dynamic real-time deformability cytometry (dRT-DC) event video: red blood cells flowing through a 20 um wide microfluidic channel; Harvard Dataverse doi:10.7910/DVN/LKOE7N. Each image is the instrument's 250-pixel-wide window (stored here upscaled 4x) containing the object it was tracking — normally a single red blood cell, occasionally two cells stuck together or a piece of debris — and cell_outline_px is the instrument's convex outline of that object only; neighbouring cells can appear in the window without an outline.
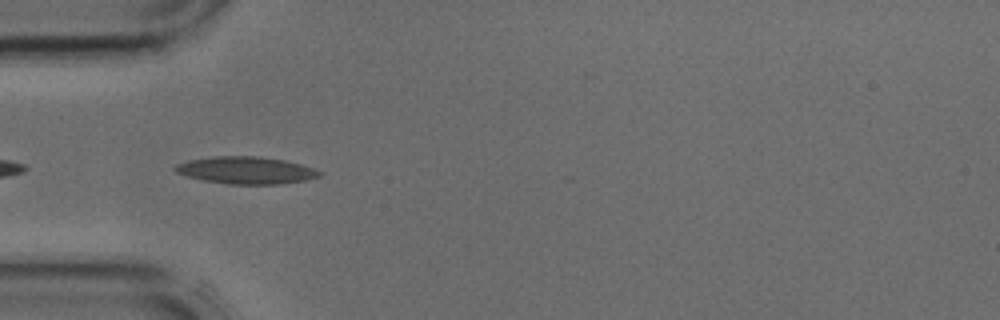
{"species": "common noctule bat (a hibernating species)", "species_latin": "Nyctalus noctula", "temperature_condition": "cold", "stored_images_in_passage": 5, "camera_frame_rate_fps": 3000, "um_per_image_px": 0.085, "animal": {"sex": "male", "body_mass_g": 17.9, "forearm_length_mm": 54.2}, "frame": {"image": 1, "passage_image": 2, "time_ms": 0.333, "image_size_px": [1000, 320], "cell_outline_px": [[324, 172], [320, 176], [304, 180], [280, 184], [228, 184], [204, 180], [188, 176], [176, 172], [172, 168], [176, 164], [188, 160], [216, 156], [260, 156], [284, 160], [300, 164]], "centroid_in_image_um": [20.91, 14.47], "position_along_channel_um": 64.1, "area_um2": 22.77}}